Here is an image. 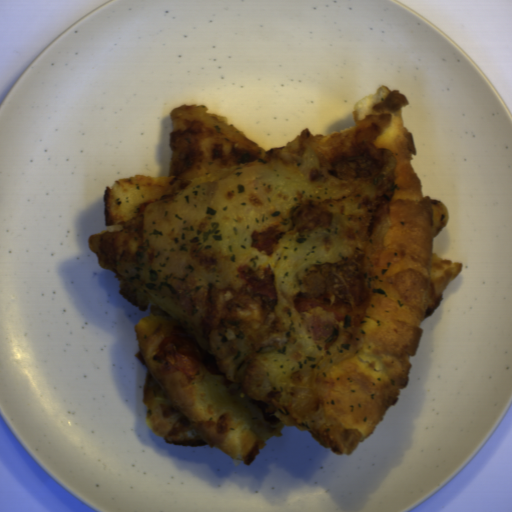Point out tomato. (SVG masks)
<instances>
[{"label": "tomato", "mask_w": 512, "mask_h": 512, "mask_svg": "<svg viewBox=\"0 0 512 512\" xmlns=\"http://www.w3.org/2000/svg\"><path fill=\"white\" fill-rule=\"evenodd\" d=\"M155 359L191 379L203 361V352L188 330L177 327L161 340Z\"/></svg>", "instance_id": "tomato-1"}, {"label": "tomato", "mask_w": 512, "mask_h": 512, "mask_svg": "<svg viewBox=\"0 0 512 512\" xmlns=\"http://www.w3.org/2000/svg\"><path fill=\"white\" fill-rule=\"evenodd\" d=\"M294 307L299 312H305L310 309H320L336 317L337 319H345L349 315V306L346 303H333L328 294H320L317 296H309L299 293L294 301Z\"/></svg>", "instance_id": "tomato-2"}, {"label": "tomato", "mask_w": 512, "mask_h": 512, "mask_svg": "<svg viewBox=\"0 0 512 512\" xmlns=\"http://www.w3.org/2000/svg\"><path fill=\"white\" fill-rule=\"evenodd\" d=\"M240 277L248 282L255 294L265 296L269 300H277L278 296L275 290V276L273 271L265 269L264 276L256 275L252 268L248 266L239 267Z\"/></svg>", "instance_id": "tomato-3"}, {"label": "tomato", "mask_w": 512, "mask_h": 512, "mask_svg": "<svg viewBox=\"0 0 512 512\" xmlns=\"http://www.w3.org/2000/svg\"><path fill=\"white\" fill-rule=\"evenodd\" d=\"M281 237L280 230L276 227H268L263 231H254L250 247L262 254L271 255Z\"/></svg>", "instance_id": "tomato-4"}]
</instances>
